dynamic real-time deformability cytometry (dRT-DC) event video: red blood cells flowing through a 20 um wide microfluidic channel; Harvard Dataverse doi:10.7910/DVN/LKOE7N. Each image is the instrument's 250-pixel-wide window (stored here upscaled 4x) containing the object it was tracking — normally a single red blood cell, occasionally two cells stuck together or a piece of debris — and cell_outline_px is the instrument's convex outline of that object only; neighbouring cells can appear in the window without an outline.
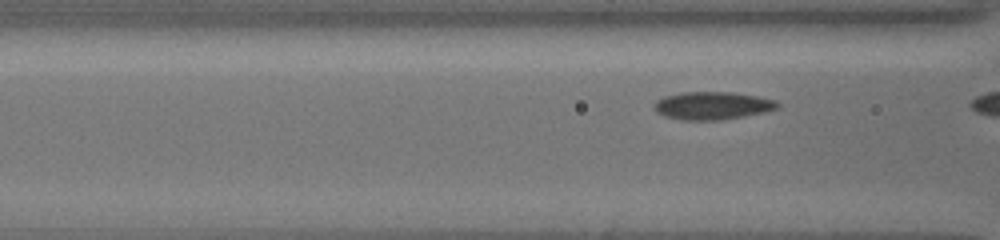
{"species": "common noctule bat (a hibernating species)", "species_latin": "Nyctalus noctula", "temperature_condition": "cold", "stored_images_in_passage": 10, "camera_frame_rate_fps": 3000, "um_per_image_px": 0.085, "animal": {"sex": "female", "body_mass_g": 19.5, "forearm_length_mm": 54.1}, "frame": {"image": 1, "passage_image": 9, "time_ms": 2.667, "image_size_px": [1000, 240], "cell_outline_px": [[780, 104], [776, 108], [764, 112], [744, 116], [716, 120], [684, 120], [664, 116], [656, 112], [656, 100], [664, 96], [680, 92], [732, 92], [756, 96], [776, 100]], "centroid_in_image_um": [60.54, 8.97], "position_along_channel_um": 106.1, "area_um2": 19.83}}